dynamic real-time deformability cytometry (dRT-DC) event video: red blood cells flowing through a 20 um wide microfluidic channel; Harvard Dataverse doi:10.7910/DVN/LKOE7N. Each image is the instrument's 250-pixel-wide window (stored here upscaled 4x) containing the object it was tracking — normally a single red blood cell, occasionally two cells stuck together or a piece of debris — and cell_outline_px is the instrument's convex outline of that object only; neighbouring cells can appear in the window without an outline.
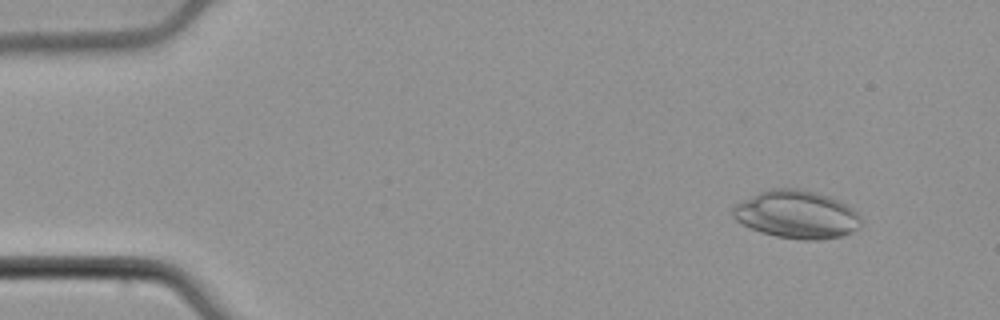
{"species": "common noctule bat (a hibernating species)", "species_latin": "Nyctalus noctula", "temperature_condition": "cold", "stored_images_in_passage": 53, "camera_frame_rate_fps": 3000, "um_per_image_px": 0.085, "animal": {"sex": "male", "body_mass_g": 21.5, "forearm_length_mm": 52.0}, "frame": {"image": 1, "passage_image": 6, "time_ms": 1.667, "image_size_px": [1000, 320], "cell_outline_px": [[864, 220], [860, 228], [840, 236], [820, 240], [804, 240], [776, 236], [760, 232], [736, 220], [732, 216], [732, 208], [736, 204], [760, 192], [772, 188], [796, 188], [816, 192], [828, 196], [852, 208]], "centroid_in_image_um": [67.74, 18.24], "position_along_channel_um": 17.3, "area_um2": 35.6}}
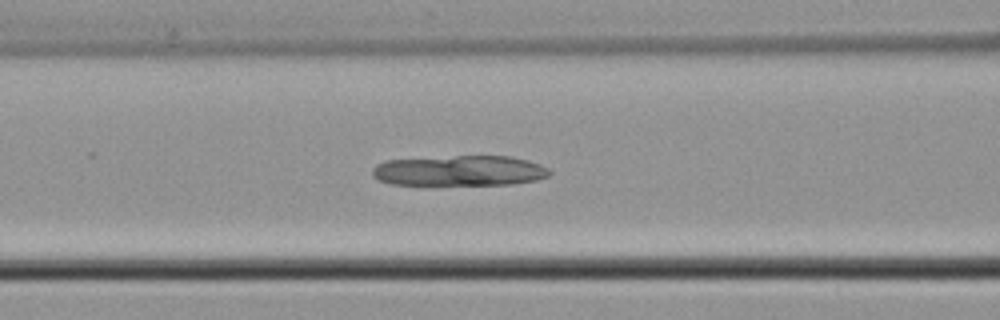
{"frame": {"image": 2, "passage_image": 23, "time_ms": 7.333, "image_size_px": [1000, 320], "cell_outline_px": [[552, 172], [548, 176], [536, 180], [512, 184], [392, 184], [380, 180], [372, 176], [372, 168], [376, 164], [384, 160], [456, 156], [508, 156], [528, 160], [540, 164], [548, 168]], "centroid_in_image_um": [39.07, 14.5], "position_along_channel_um": 127.5, "area_um2": 31.27}}
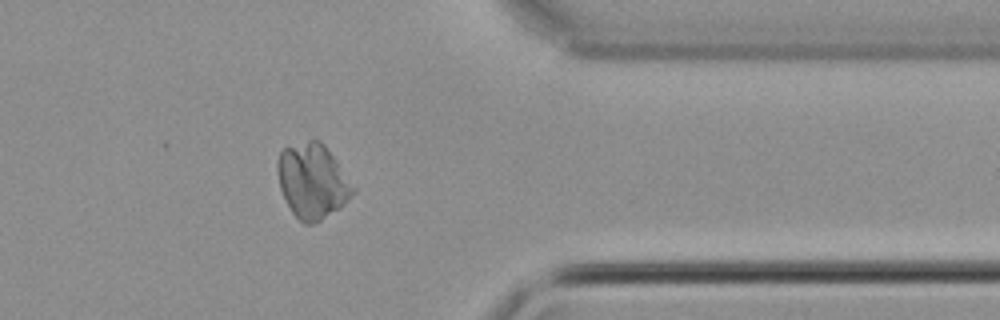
{"frame": {"image": 3, "passage_image": 44, "time_ms": 14.333, "image_size_px": [1000, 320], "cell_outline_px": [[356, 192], [340, 208], [320, 220], [312, 224], [304, 224], [292, 212], [280, 188], [276, 168], [276, 164], [280, 152], [284, 148], [308, 140], [320, 140], [324, 144], [356, 188]], "centroid_in_image_um": [26.56, 15.39], "position_along_channel_um": 384.8, "area_um2": 32.71}}